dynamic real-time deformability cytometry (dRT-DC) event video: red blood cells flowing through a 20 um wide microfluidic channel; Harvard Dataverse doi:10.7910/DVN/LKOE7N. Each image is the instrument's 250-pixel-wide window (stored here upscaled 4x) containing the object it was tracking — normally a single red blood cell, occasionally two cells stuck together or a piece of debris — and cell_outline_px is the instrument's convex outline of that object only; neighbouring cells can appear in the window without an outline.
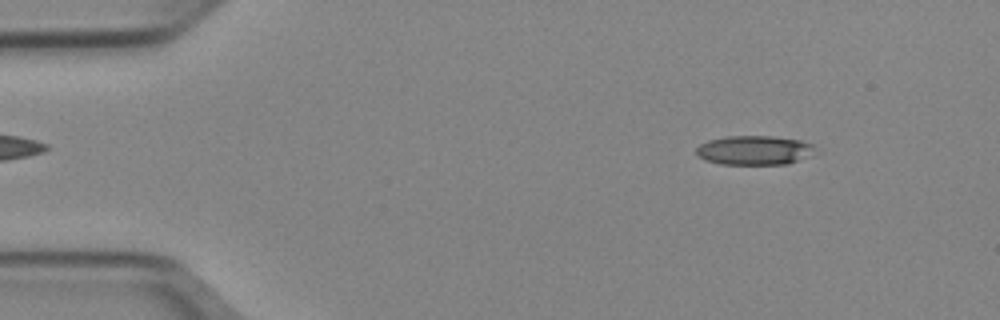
{"species": "Egyptian fruit bat (a non-hibernating species)", "species_latin": "Rousettus aegyptiacus", "temperature_condition": "cold", "stored_images_in_passage": 48, "camera_frame_rate_fps": 3000, "um_per_image_px": 0.085, "animal": {"sex": "female"}, "frame": {"image": 1, "passage_image": 3, "time_ms": 0.667, "image_size_px": [1000, 320], "cell_outline_px": [[812, 148], [796, 160], [788, 164], [720, 164], [704, 160], [696, 156], [696, 148], [700, 144], [708, 140], [724, 136], [772, 136], [800, 140], [812, 144]], "centroid_in_image_um": [63.94, 12.76], "position_along_channel_um": 21.1, "area_um2": 19.83}}
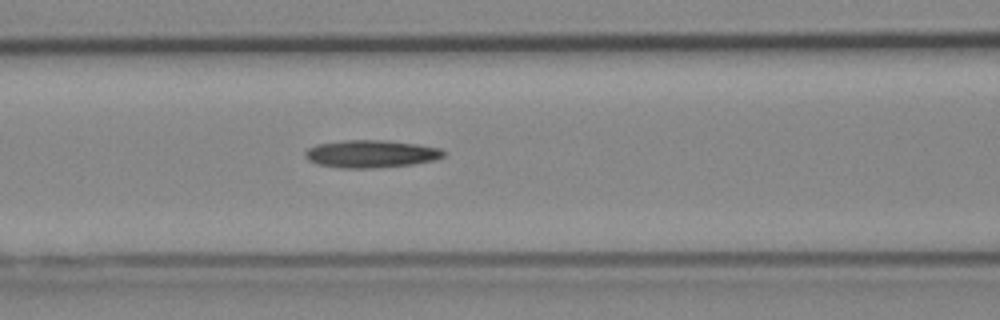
{"frame": {"image": 2, "passage_image": 18, "time_ms": 5.667, "image_size_px": [1000, 320], "cell_outline_px": [[448, 152], [444, 156], [432, 160], [412, 164], [376, 168], [340, 168], [316, 164], [308, 160], [304, 156], [304, 152], [308, 148], [316, 144], [344, 140], [384, 140], [416, 144], [440, 148]], "centroid_in_image_um": [31.5, 13.08], "position_along_channel_um": 135.1, "area_um2": 22.37}}
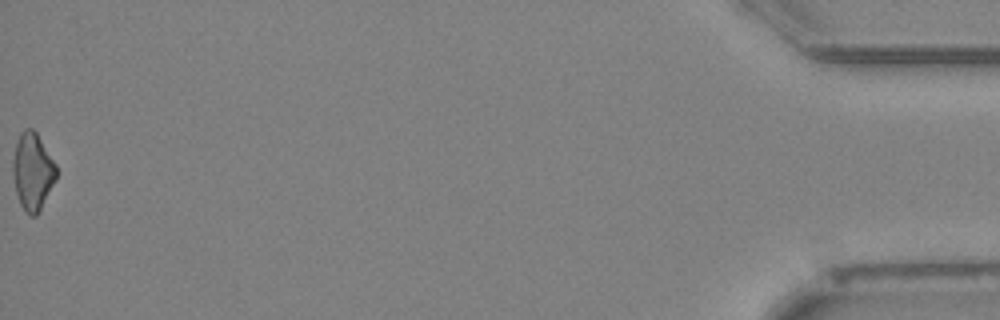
{"frame": {"image": 3, "passage_image": 48, "time_ms": 15.667, "image_size_px": [1000, 320], "cell_outline_px": [[56, 180], [36, 216], [28, 216], [24, 212], [20, 204], [16, 192], [12, 176], [12, 160], [16, 144], [20, 132], [24, 128], [32, 128], [36, 132], [56, 164]], "centroid_in_image_um": [2.75, 14.58], "position_along_channel_um": 432.5, "area_um2": 19.65}}